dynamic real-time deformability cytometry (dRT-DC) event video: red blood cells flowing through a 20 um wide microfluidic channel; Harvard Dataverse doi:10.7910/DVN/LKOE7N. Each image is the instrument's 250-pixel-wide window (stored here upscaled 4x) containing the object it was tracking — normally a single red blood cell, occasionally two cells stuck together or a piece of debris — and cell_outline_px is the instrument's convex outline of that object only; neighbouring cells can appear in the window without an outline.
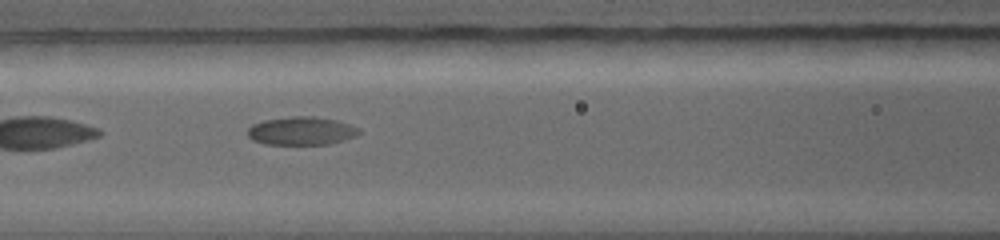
{"species": "common noctule bat (a hibernating species)", "species_latin": "Nyctalus noctula", "temperature_condition": "warm", "stored_images_in_passage": 63, "segment_of_instrument_passage": [1, 2], "camera_frame_rate_fps": 5000, "um_per_image_px": 0.085, "animal": {"sex": "female", "body_mass_g": 19.0, "forearm_length_mm": 56.7}, "frame": {"image": 1, "passage_image": 11, "time_ms": 2.0, "image_size_px": [1000, 240], "cell_outline_px": [[360, 132], [356, 136], [344, 140], [328, 144], [264, 144], [252, 140], [248, 136], [248, 128], [252, 124], [264, 120], [292, 116], [316, 116], [336, 120], [360, 128]], "centroid_in_image_um": [25.61, 11.12], "position_along_channel_um": 141.0, "area_um2": 18.38}}
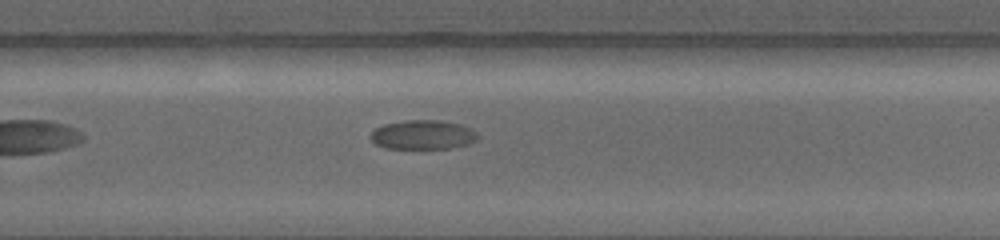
{"frame": {"image": 2, "passage_image": 30, "time_ms": 5.8, "image_size_px": [1000, 240], "cell_outline_px": [[480, 136], [476, 140], [468, 144], [452, 148], [384, 148], [376, 144], [368, 136], [376, 128], [384, 124], [404, 120], [440, 120], [460, 124], [472, 128]], "centroid_in_image_um": [35.96, 11.45], "position_along_channel_um": 293.8, "area_um2": 18.38}}
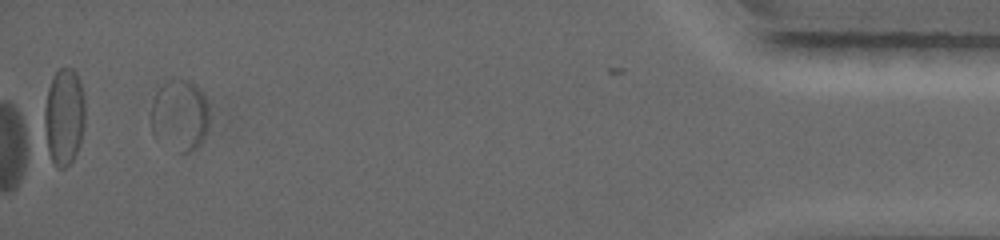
{"frame": {"image": 3, "passage_image": 58, "time_ms": 11.4, "image_size_px": [1000, 240], "cell_outline_px": [[208, 132], [200, 144], [196, 148], [188, 152], [180, 152], [152, 132], [152, 100], [156, 92], [168, 80], [188, 80], [196, 84], [204, 92], [208, 108]], "centroid_in_image_um": [15.33, 9.76], "position_along_channel_um": 419.9, "area_um2": 23.87}}